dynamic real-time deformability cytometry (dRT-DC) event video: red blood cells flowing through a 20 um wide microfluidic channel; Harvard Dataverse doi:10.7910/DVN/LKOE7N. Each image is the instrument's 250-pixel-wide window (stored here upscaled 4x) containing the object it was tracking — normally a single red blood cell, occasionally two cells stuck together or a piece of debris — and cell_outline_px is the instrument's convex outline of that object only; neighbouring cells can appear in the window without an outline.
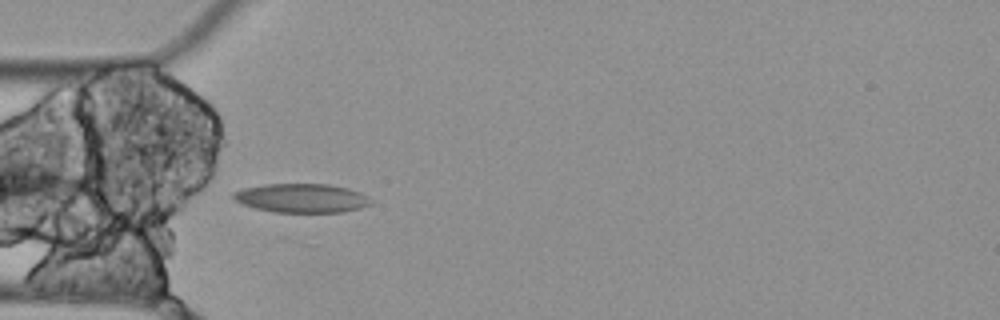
{"species": "Egyptian fruit bat (a non-hibernating species)", "species_latin": "Rousettus aegyptiacus", "temperature_condition": "cold", "stored_images_in_passage": 2, "camera_frame_rate_fps": 3000, "um_per_image_px": 0.085, "animal": {"sex": "female"}, "frame": {"image": 1, "passage_image": 2, "time_ms": 0.333, "image_size_px": [1000, 320], "cell_outline_px": [[372, 204], [360, 208], [344, 212], [272, 212], [256, 208], [244, 204], [236, 200], [232, 196], [232, 192], [244, 188], [264, 184], [328, 184], [348, 188], [360, 192], [368, 196], [372, 200]], "centroid_in_image_um": [25.67, 16.84], "position_along_channel_um": 59.3, "area_um2": 23.24}}